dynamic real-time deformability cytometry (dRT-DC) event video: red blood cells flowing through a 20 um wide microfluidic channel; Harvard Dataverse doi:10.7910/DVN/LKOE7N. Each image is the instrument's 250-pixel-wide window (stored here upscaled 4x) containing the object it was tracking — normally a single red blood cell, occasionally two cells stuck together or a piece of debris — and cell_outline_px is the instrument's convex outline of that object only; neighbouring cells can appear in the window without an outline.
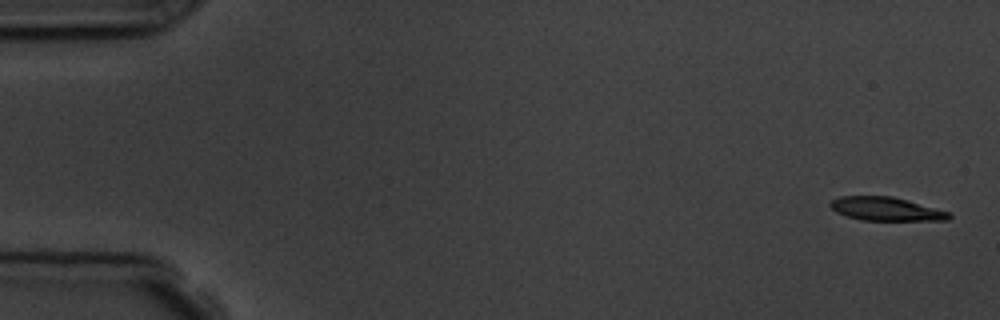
{"species": "common noctule bat (a hibernating species)", "species_latin": "Nyctalus noctula", "temperature_condition": "room temperature", "stored_images_in_passage": 5, "camera_frame_rate_fps": 3000, "um_per_image_px": 0.085, "animal": {"sex": "male", "body_mass_g": 19.5, "forearm_length_mm": 54.6}, "frame": {"image": 1, "passage_image": 1, "time_ms": 0.0, "image_size_px": [1000, 320], "cell_outline_px": [[952, 216], [948, 220], [860, 220], [836, 212], [828, 204], [832, 200], [840, 196], [892, 196], [908, 200], [952, 212]], "centroid_in_image_um": [75.35, 17.76], "position_along_channel_um": 9.7, "area_um2": 16.36}}
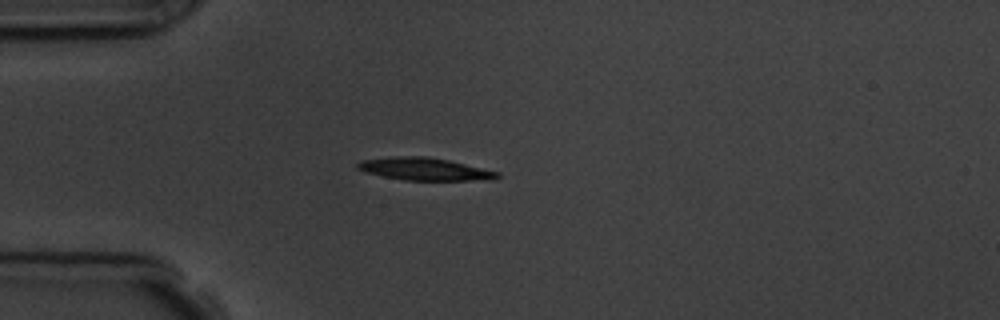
{"frame": {"image": 2, "passage_image": 4, "time_ms": 4.333, "image_size_px": [1000, 320], "cell_outline_px": [[500, 176], [492, 180], [404, 180], [364, 172], [356, 168], [356, 164], [360, 160], [392, 156], [424, 156], [448, 160], [500, 172]], "centroid_in_image_um": [36.07, 14.36], "position_along_channel_um": 48.9, "area_um2": 18.38}}